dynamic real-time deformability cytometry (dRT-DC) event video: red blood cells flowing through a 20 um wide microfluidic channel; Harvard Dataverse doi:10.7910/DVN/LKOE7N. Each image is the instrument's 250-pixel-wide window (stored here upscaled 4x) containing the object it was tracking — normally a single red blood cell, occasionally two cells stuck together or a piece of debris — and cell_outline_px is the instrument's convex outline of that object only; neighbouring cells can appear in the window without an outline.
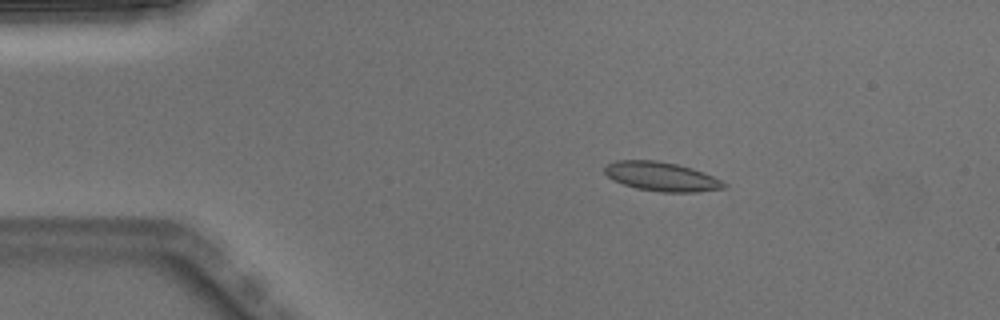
{"species": "Egyptian fruit bat (a non-hibernating species)", "species_latin": "Rousettus aegyptiacus", "temperature_condition": "warm", "stored_images_in_passage": 3, "camera_frame_rate_fps": 3000, "um_per_image_px": 0.085, "animal": {"sex": "male"}, "frame": {"image": 1, "passage_image": 1, "time_ms": 0.0, "image_size_px": [1000, 320], "cell_outline_px": [[728, 184], [724, 188], [696, 192], [660, 192], [636, 188], [612, 180], [604, 172], [604, 168], [608, 164], [616, 160], [656, 160], [676, 164], [692, 168], [704, 172]], "centroid_in_image_um": [56.22, 15.01], "position_along_channel_um": 28.8, "area_um2": 20.17}}
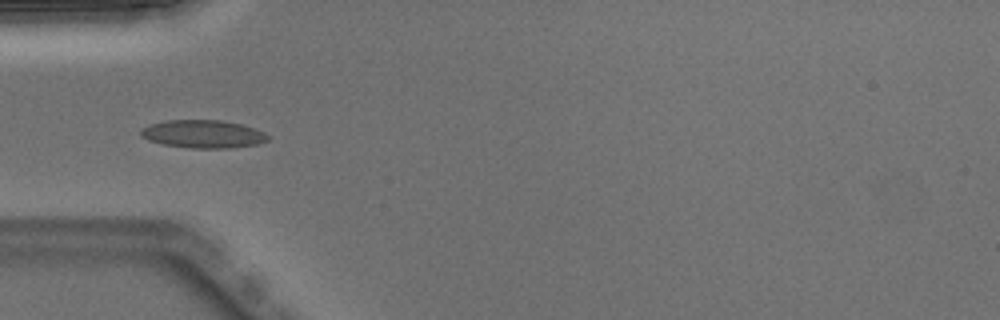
{"frame": {"image": 2, "passage_image": 3, "time_ms": 0.667, "image_size_px": [1000, 320], "cell_outline_px": [[268, 140], [256, 144], [228, 148], [192, 148], [164, 144], [148, 140], [140, 136], [140, 128], [148, 124], [164, 120], [220, 120], [240, 124], [264, 132], [268, 136]], "centroid_in_image_um": [17.19, 11.38], "position_along_channel_um": 67.8, "area_um2": 20.63}}